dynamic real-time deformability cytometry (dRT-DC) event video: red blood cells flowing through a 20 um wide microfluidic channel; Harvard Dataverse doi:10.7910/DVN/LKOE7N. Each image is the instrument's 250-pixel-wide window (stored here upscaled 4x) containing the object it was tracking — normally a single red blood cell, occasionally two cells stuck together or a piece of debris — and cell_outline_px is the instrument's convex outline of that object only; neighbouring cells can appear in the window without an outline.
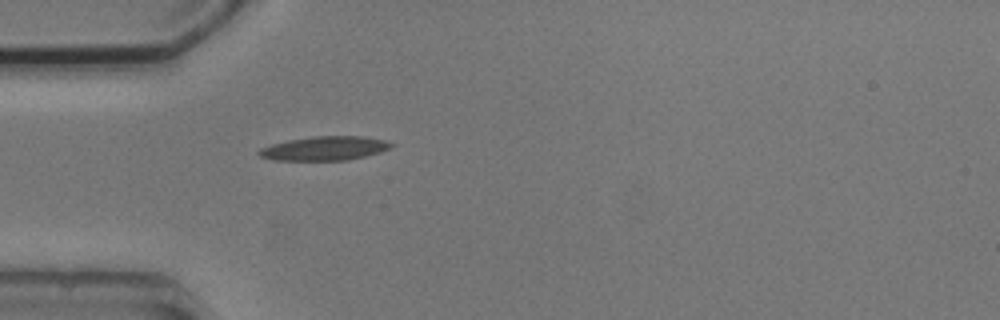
{"species": "common noctule bat (a hibernating species)", "species_latin": "Nyctalus noctula", "temperature_condition": "cold", "stored_images_in_passage": 1, "camera_frame_rate_fps": 3000, "um_per_image_px": 0.085, "animal": {"sex": "male", "body_mass_g": 20.5, "forearm_length_mm": 52.5}, "frame": {"image": 1, "passage_image": 1, "time_ms": 0.0, "image_size_px": [1000, 320], "cell_outline_px": [[396, 144], [392, 148], [380, 152], [348, 160], [276, 160], [260, 156], [256, 152], [260, 148], [272, 144], [288, 140], [312, 136], [364, 136], [384, 140]], "centroid_in_image_um": [27.62, 12.6], "position_along_channel_um": 57.4, "area_um2": 18.55}}